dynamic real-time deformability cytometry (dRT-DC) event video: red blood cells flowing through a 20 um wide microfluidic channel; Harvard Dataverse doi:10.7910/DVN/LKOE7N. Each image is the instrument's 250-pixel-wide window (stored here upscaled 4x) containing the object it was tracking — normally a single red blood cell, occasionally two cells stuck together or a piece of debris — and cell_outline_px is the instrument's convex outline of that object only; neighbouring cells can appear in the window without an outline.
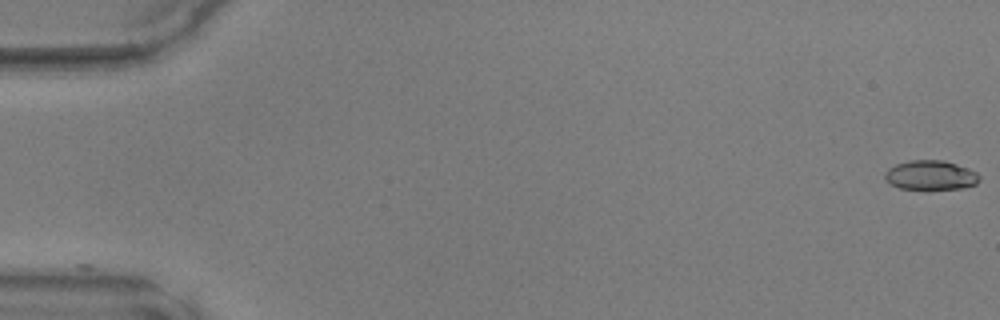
{"species": "common noctule bat (a hibernating species)", "species_latin": "Nyctalus noctula", "temperature_condition": "warm", "stored_images_in_passage": 46, "camera_frame_rate_fps": 3000, "um_per_image_px": 0.085, "animal": {"sex": "male", "body_mass_g": 17.9, "forearm_length_mm": 54.2}, "frame": {"image": 1, "passage_image": 1, "time_ms": 0.0, "image_size_px": [1000, 320], "cell_outline_px": [[980, 180], [976, 184], [964, 188], [928, 192], [900, 188], [888, 184], [884, 176], [884, 172], [888, 168], [896, 164], [908, 160], [944, 160], [956, 164], [976, 172], [980, 176]], "centroid_in_image_um": [79.08, 14.94], "position_along_channel_um": 5.9, "area_um2": 17.05}}
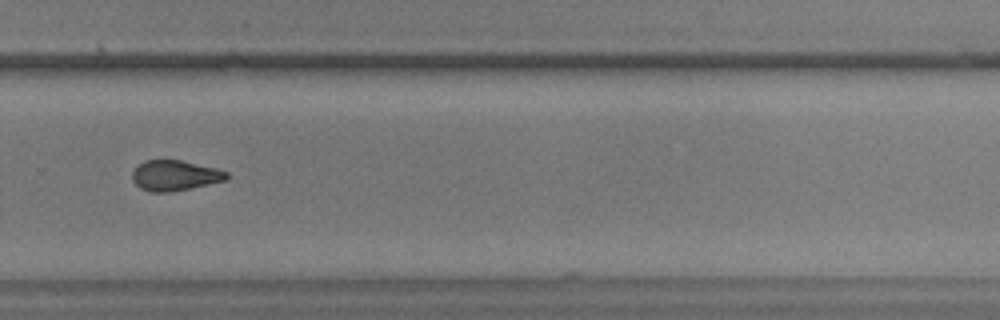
{"frame": {"image": 2, "passage_image": 34, "time_ms": 11.0, "image_size_px": [1000, 320], "cell_outline_px": [[228, 180], [168, 192], [152, 192], [140, 188], [132, 180], [132, 172], [144, 160], [180, 160], [216, 168], [228, 172]], "centroid_in_image_um": [14.86, 14.91], "position_along_channel_um": 314.9, "area_um2": 16.53}}
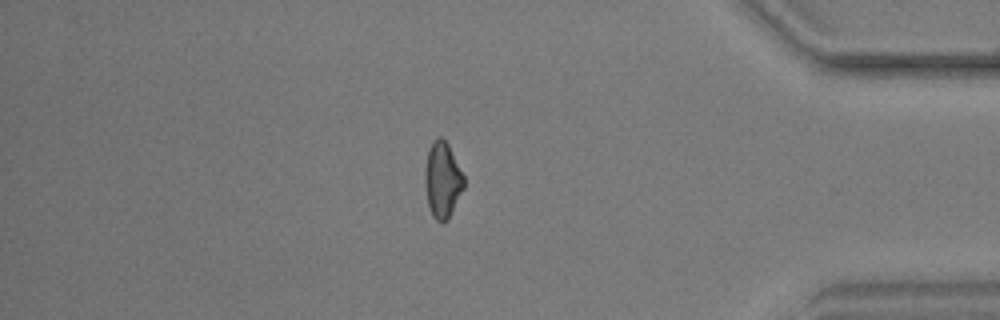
{"frame": {"image": 3, "passage_image": 42, "time_ms": 13.667, "image_size_px": [1000, 320], "cell_outline_px": [[464, 188], [448, 220], [436, 220], [432, 216], [428, 204], [424, 180], [424, 172], [428, 148], [432, 140], [440, 136], [448, 144], [464, 176]], "centroid_in_image_um": [37.6, 15.27], "position_along_channel_um": 397.6, "area_um2": 17.22}}